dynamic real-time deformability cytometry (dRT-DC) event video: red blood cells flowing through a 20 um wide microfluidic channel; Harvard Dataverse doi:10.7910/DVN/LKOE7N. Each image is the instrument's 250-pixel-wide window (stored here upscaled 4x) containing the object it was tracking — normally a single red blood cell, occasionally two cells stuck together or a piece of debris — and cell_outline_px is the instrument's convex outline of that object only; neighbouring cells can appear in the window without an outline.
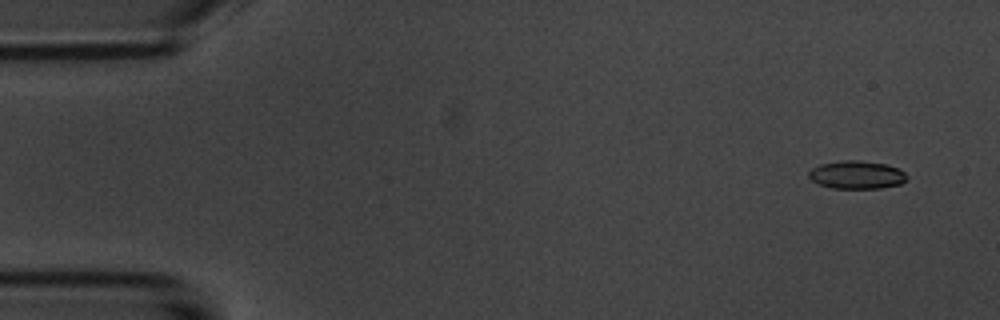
{"species": "common noctule bat (a hibernating species)", "species_latin": "Nyctalus noctula", "temperature_condition": "room temperature", "stored_images_in_passage": 5, "camera_frame_rate_fps": 3000, "um_per_image_px": 0.085, "animal": {"sex": "male", "body_mass_g": 20.1, "forearm_length_mm": 53.5}, "frame": {"image": 1, "passage_image": 1, "time_ms": 0.0, "image_size_px": [1000, 320], "cell_outline_px": [[908, 180], [900, 184], [880, 188], [832, 188], [820, 184], [812, 180], [808, 176], [808, 172], [812, 168], [820, 164], [840, 160], [860, 160], [884, 164], [900, 168], [908, 176]], "centroid_in_image_um": [72.84, 14.85], "position_along_channel_um": 12.2, "area_um2": 16.13}}
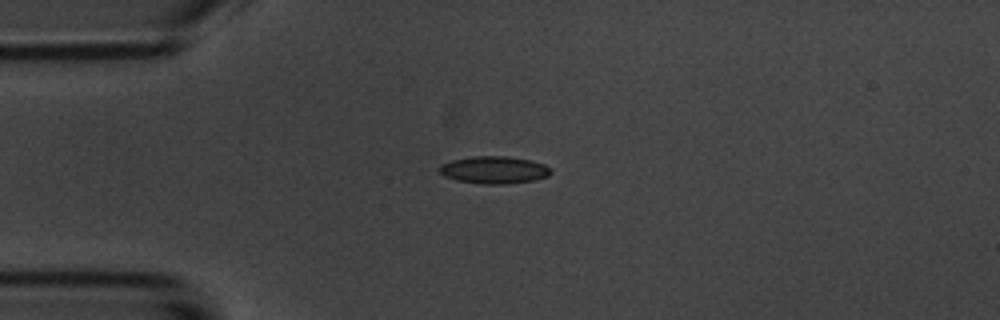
{"frame": {"image": 2, "passage_image": 4, "time_ms": 3.333, "image_size_px": [1000, 320], "cell_outline_px": [[552, 172], [548, 176], [536, 180], [504, 184], [480, 184], [456, 180], [444, 176], [436, 168], [440, 164], [452, 160], [472, 156], [508, 156], [528, 160], [544, 164], [552, 168]], "centroid_in_image_um": [41.98, 14.44], "position_along_channel_um": 43.0, "area_um2": 17.98}}